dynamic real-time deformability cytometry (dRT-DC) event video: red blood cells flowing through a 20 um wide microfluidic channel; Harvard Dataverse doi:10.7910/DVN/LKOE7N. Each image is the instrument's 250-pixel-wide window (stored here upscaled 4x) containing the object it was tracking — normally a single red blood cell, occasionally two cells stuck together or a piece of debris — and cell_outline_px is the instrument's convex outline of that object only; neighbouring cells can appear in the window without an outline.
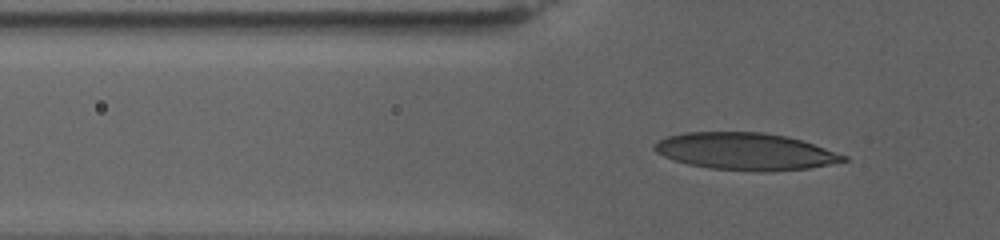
{"species": "human", "species_latin": "Homo sapiens", "temperature_condition": "warm", "stored_images_in_passage": 79, "camera_frame_rate_fps": 3000, "um_per_image_px": 0.085, "donor": {"sex": "female"}, "frame": {"image": 1, "passage_image": 28, "time_ms": 9.0, "image_size_px": [1000, 240], "cell_outline_px": [[848, 160], [808, 168], [772, 172], [756, 172], [708, 168], [688, 164], [672, 160], [656, 152], [652, 148], [652, 144], [668, 136], [684, 132], [764, 132], [788, 136], [848, 156]], "centroid_in_image_um": [63.32, 12.88], "position_along_channel_um": 62.5, "area_um2": 41.04}}
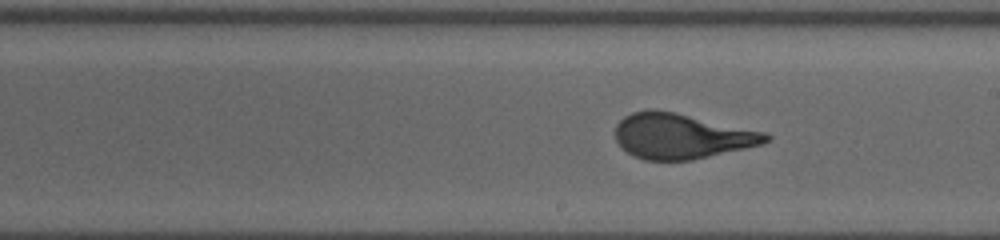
{"frame": {"image": 2, "passage_image": 48, "time_ms": 15.667, "image_size_px": [1000, 240], "cell_outline_px": [[772, 136], [768, 140], [760, 144], [744, 148], [692, 160], [644, 160], [628, 152], [616, 140], [616, 124], [624, 116], [632, 112], [648, 108], [652, 108], [676, 112], [768, 132]], "centroid_in_image_um": [57.93, 11.54], "position_along_channel_um": 231.1, "area_um2": 39.71}}
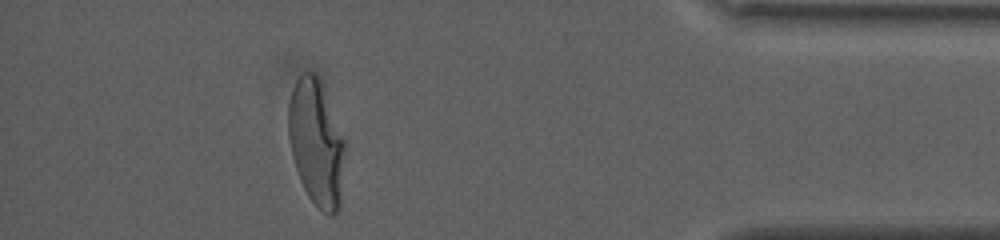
{"frame": {"image": 3, "passage_image": 72, "time_ms": 23.667, "image_size_px": [1000, 240], "cell_outline_px": [[344, 152], [340, 208], [332, 216], [328, 216], [308, 196], [300, 180], [292, 156], [288, 136], [288, 100], [292, 88], [296, 80], [304, 72], [312, 72], [320, 80], [344, 140]], "centroid_in_image_um": [26.86, 12.15], "position_along_channel_um": 408.3, "area_um2": 41.1}, "authors_computed_cell_mechanics": {"area_um2": 39.4774, "velocity_mm_per_s": 2.6797, "shape_relaxation_time_tau1_ms": 7.1329, "shape_relaxation_time_tau2_ms": null, "deformation_change_tau1": 0.2633, "deformation_change_tau2": null}}